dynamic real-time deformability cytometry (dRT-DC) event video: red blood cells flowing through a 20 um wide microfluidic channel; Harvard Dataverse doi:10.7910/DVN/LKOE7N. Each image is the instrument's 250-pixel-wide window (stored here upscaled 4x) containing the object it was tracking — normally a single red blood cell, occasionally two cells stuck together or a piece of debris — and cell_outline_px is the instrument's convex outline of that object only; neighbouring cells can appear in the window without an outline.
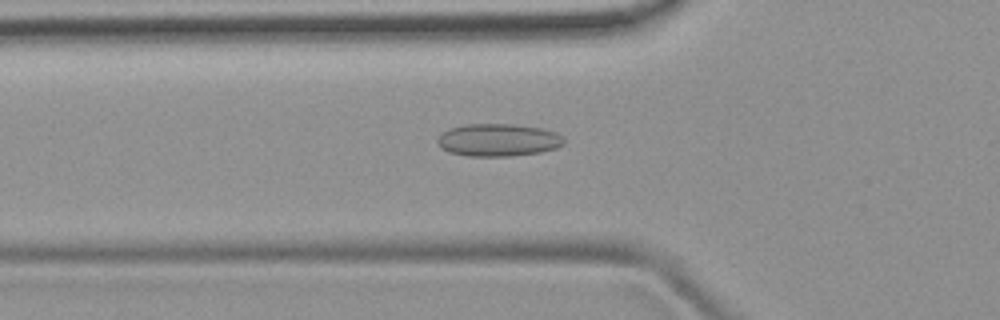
{"species": "common noctule bat (a hibernating species)", "species_latin": "Nyctalus noctula", "temperature_condition": "room temperature", "stored_images_in_passage": 51, "camera_frame_rate_fps": 3000, "um_per_image_px": 0.085, "animal": {"sex": "female", "body_mass_g": 19.9}, "frame": {"image": 1, "passage_image": 18, "time_ms": 5.667, "image_size_px": [1000, 320], "cell_outline_px": [[564, 144], [556, 148], [540, 152], [508, 156], [468, 156], [452, 152], [440, 148], [436, 144], [436, 140], [448, 128], [464, 124], [516, 124], [540, 128], [556, 132], [564, 140]], "centroid_in_image_um": [42.32, 11.89], "position_along_channel_um": 83.5, "area_um2": 23.99}}
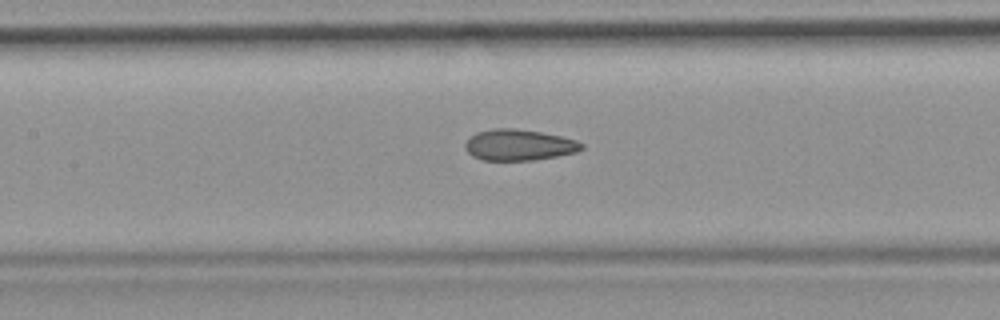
{"frame": {"image": 2, "passage_image": 24, "time_ms": 7.667, "image_size_px": [1000, 320], "cell_outline_px": [[584, 148], [576, 152], [556, 156], [532, 160], [484, 160], [472, 156], [464, 148], [464, 144], [476, 132], [492, 128], [516, 128], [540, 132], [560, 136], [576, 140], [584, 144]], "centroid_in_image_um": [44.1, 12.31], "position_along_channel_um": 163.3, "area_um2": 21.04}}
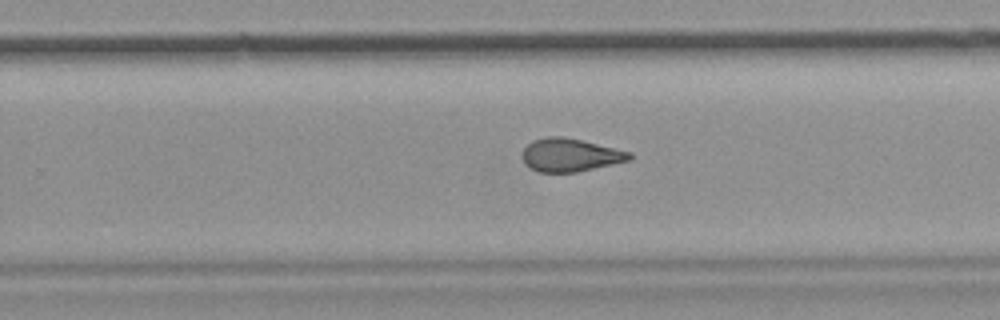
{"frame": {"image": 3, "passage_image": 33, "time_ms": 10.667, "image_size_px": [1000, 320], "cell_outline_px": [[632, 160], [576, 172], [540, 172], [524, 164], [520, 156], [524, 148], [532, 140], [548, 136], [564, 136], [632, 152]], "centroid_in_image_um": [48.45, 13.17], "position_along_channel_um": 281.3, "area_um2": 20.81}, "authors_computed_cell_mechanics": {"area_um2": 21.6172, "velocity_mm_per_s": 3.9599, "shape_relaxation_time_tau1_ms": null, "shape_relaxation_time_tau2_ms": 1.6639, "deformation_change_tau1": null, "deformation_change_tau2": 0.0799}}